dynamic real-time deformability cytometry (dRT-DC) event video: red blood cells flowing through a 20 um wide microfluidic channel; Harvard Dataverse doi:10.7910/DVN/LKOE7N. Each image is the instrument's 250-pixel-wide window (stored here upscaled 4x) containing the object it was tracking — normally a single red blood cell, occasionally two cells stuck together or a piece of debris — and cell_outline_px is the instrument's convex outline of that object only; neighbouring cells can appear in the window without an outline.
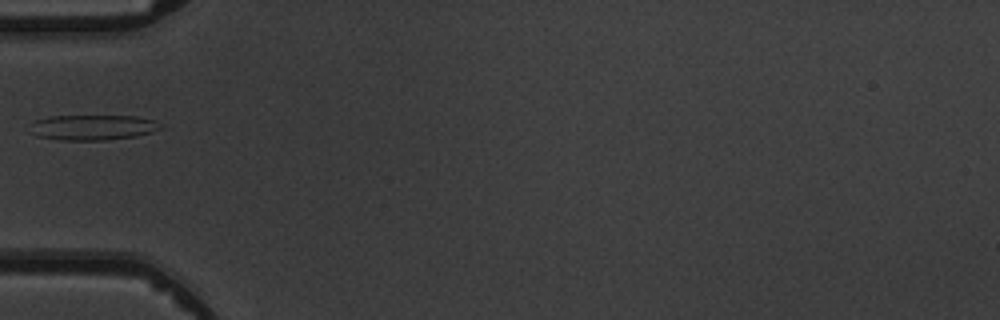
{"species": "common noctule bat (a hibernating species)", "species_latin": "Nyctalus noctula", "temperature_condition": "warm", "stored_images_in_passage": 2, "camera_frame_rate_fps": 3000, "um_per_image_px": 0.085, "animal": {"sex": "male", "body_mass_g": 19.5, "forearm_length_mm": 54.6}, "frame": {"image": 1, "passage_image": 2, "time_ms": 1.333, "image_size_px": [1000, 320], "cell_outline_px": [[164, 128], [152, 132], [136, 136], [104, 140], [60, 140], [36, 136], [32, 132], [28, 124], [36, 120], [48, 116], [136, 116], [156, 120]], "centroid_in_image_um": [7.88, 10.82], "position_along_channel_um": 77.1, "area_um2": 19.42}}